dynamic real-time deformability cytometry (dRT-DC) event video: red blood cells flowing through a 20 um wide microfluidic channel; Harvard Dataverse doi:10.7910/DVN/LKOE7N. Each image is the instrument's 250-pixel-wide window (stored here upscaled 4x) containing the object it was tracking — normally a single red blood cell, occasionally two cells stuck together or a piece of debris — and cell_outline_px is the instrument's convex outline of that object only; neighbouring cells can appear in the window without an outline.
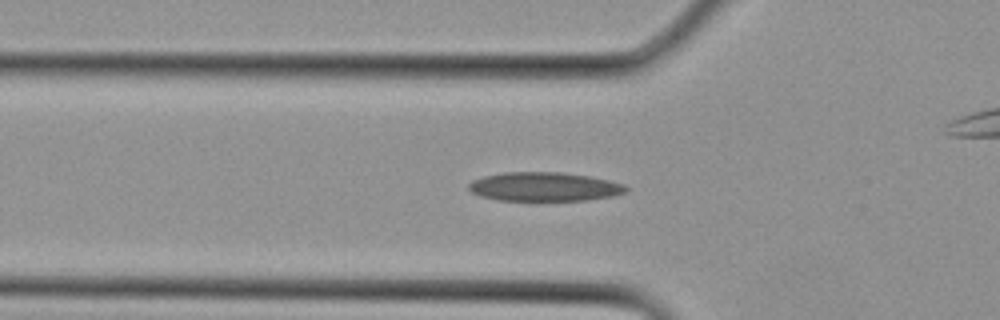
{"species": "Egyptian fruit bat (a non-hibernating species)", "species_latin": "Rousettus aegyptiacus", "temperature_condition": "cold", "stored_images_in_passage": 20, "camera_frame_rate_fps": 3000, "um_per_image_px": 0.085, "animal": {"sex": "female"}, "frame": {"image": 1, "passage_image": 2, "time_ms": 0.333, "image_size_px": [1000, 320], "cell_outline_px": [[628, 188], [624, 192], [612, 196], [584, 200], [500, 200], [480, 196], [472, 192], [468, 188], [468, 184], [472, 180], [484, 176], [504, 172], [560, 172], [588, 176], [608, 180], [624, 184]], "centroid_in_image_um": [46.23, 15.86], "position_along_channel_um": 79.6, "area_um2": 26.3}}
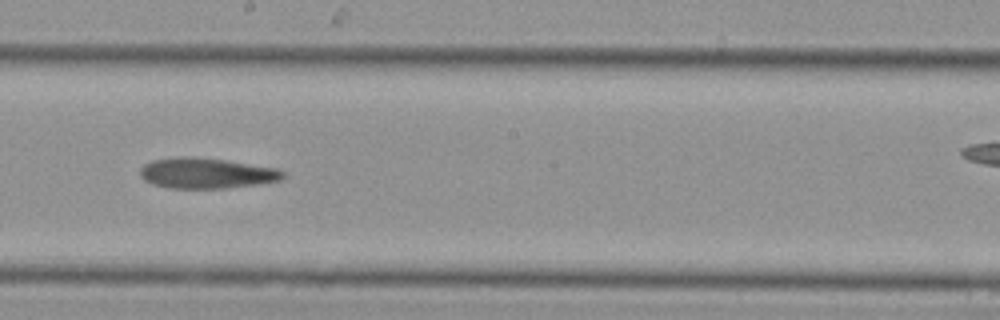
{"frame": {"image": 2, "passage_image": 9, "time_ms": 2.667, "image_size_px": [1000, 320], "cell_outline_px": [[284, 176], [280, 180], [256, 184], [224, 188], [168, 188], [152, 184], [144, 180], [140, 176], [140, 168], [144, 164], [152, 160], [180, 156], [192, 156], [224, 160], [276, 168], [284, 172]], "centroid_in_image_um": [17.48, 14.71], "position_along_channel_um": 230.7, "area_um2": 25.32}}
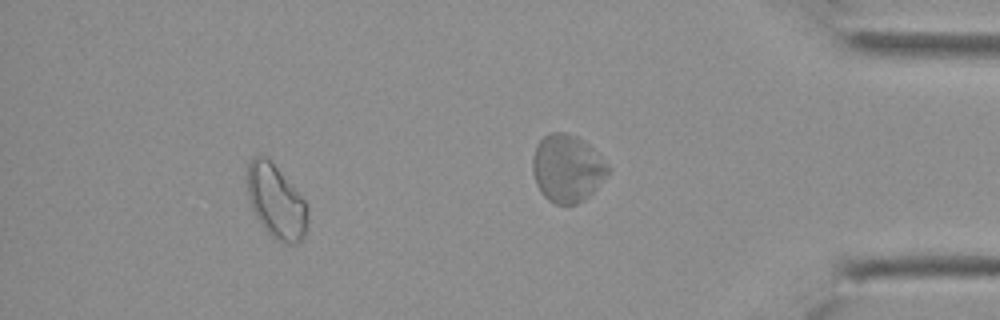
{"frame": {"image": 3, "passage_image": 17, "time_ms": 5.333, "image_size_px": [1000, 320], "cell_outline_px": [[308, 220], [304, 236], [300, 244], [284, 244], [276, 240], [264, 228], [256, 216], [252, 208], [248, 196], [248, 164], [252, 156], [264, 156], [276, 168], [304, 200], [308, 208]], "centroid_in_image_um": [23.48, 17.2], "position_along_channel_um": 411.7, "area_um2": 25.49}}